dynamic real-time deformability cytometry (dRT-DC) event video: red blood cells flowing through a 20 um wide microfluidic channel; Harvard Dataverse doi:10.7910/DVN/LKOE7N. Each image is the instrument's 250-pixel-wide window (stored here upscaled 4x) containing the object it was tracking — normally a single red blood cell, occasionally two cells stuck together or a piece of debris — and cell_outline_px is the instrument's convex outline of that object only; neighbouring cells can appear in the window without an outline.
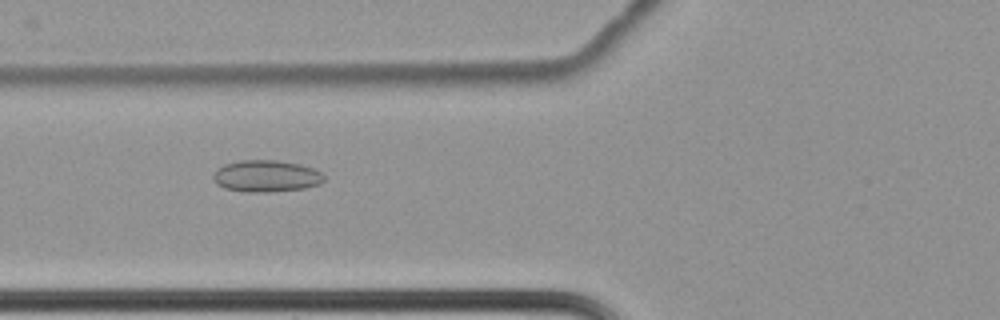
{"species": "common noctule bat (a hibernating species)", "species_latin": "Nyctalus noctula", "temperature_condition": "cold", "stored_images_in_passage": 63, "camera_frame_rate_fps": 3000, "um_per_image_px": 0.085, "animal": {"sex": "female", "body_mass_g": 22.7, "forearm_length_mm": 54.2}, "frame": {"image": 1, "passage_image": 27, "time_ms": 8.667, "image_size_px": [1000, 320], "cell_outline_px": [[324, 180], [320, 184], [304, 188], [268, 192], [248, 192], [224, 188], [216, 184], [212, 180], [212, 176], [216, 168], [224, 164], [240, 160], [276, 160], [300, 164], [312, 168], [320, 172], [324, 176]], "centroid_in_image_um": [22.58, 14.96], "position_along_channel_um": 103.2, "area_um2": 20.63}}
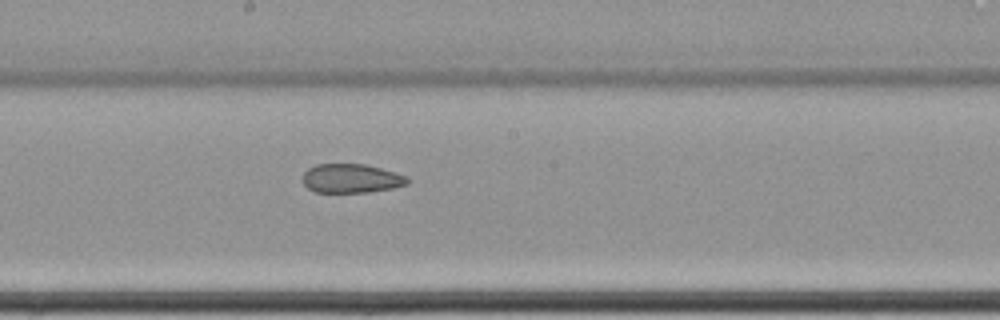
{"frame": {"image": 2, "passage_image": 37, "time_ms": 12.0, "image_size_px": [1000, 320], "cell_outline_px": [[408, 184], [392, 188], [368, 192], [316, 192], [308, 188], [304, 184], [304, 172], [308, 168], [316, 164], [368, 164], [396, 172], [408, 176]], "centroid_in_image_um": [29.89, 15.15], "position_along_channel_um": 218.3, "area_um2": 17.74}}
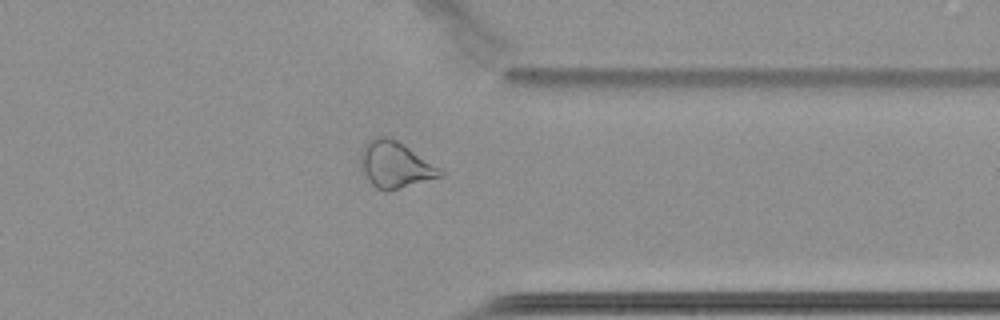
{"frame": {"image": 3, "passage_image": 51, "time_ms": 16.667, "image_size_px": [1000, 320], "cell_outline_px": [[444, 176], [388, 192], [384, 192], [376, 188], [372, 184], [364, 172], [360, 164], [360, 152], [364, 144], [368, 140], [376, 136], [388, 136], [396, 140], [440, 168], [444, 172]], "centroid_in_image_um": [33.57, 14.01], "position_along_channel_um": 377.8, "area_um2": 21.5}, "authors_computed_cell_mechanics": {"area_um2": 23.987, "velocity_mm_per_s": 3.4535, "shape_relaxation_time_tau1_ms": null, "shape_relaxation_time_tau2_ms": 3.8453, "deformation_change_tau1": null, "deformation_change_tau2": 0.1131}}